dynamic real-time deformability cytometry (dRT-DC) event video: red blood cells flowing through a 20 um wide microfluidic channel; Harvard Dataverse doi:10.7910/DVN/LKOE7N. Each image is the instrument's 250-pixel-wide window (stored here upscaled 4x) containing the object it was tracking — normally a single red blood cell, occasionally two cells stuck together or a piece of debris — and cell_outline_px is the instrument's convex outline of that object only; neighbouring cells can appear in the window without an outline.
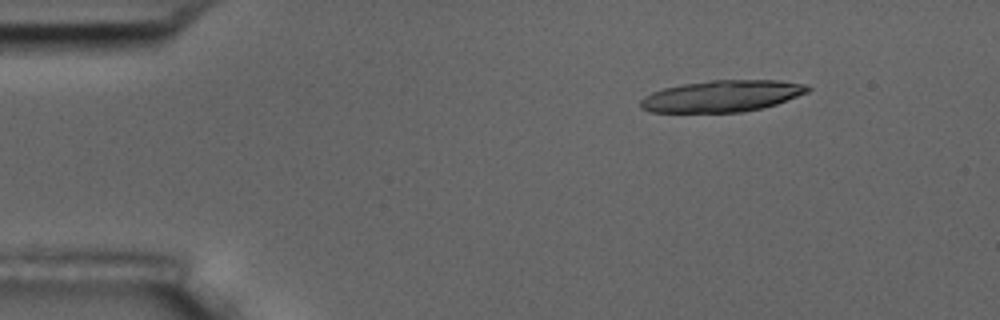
{"species": "common noctule bat (a hibernating species)", "species_latin": "Nyctalus noctula", "temperature_condition": "room temperature", "stored_images_in_passage": 4, "camera_frame_rate_fps": 3000, "um_per_image_px": 0.085, "animal": {"sex": "male", "body_mass_g": 17.5, "forearm_length_mm": 52.3}, "frame": {"image": 1, "passage_image": 1, "time_ms": 0.0, "image_size_px": [1000, 320], "cell_outline_px": [[812, 88], [808, 92], [776, 104], [760, 108], [740, 112], [652, 112], [640, 108], [640, 100], [644, 96], [652, 92], [664, 88], [684, 84], [712, 80], [776, 80], [804, 84]], "centroid_in_image_um": [61.35, 8.16], "position_along_channel_um": 23.6, "area_um2": 30.52}}